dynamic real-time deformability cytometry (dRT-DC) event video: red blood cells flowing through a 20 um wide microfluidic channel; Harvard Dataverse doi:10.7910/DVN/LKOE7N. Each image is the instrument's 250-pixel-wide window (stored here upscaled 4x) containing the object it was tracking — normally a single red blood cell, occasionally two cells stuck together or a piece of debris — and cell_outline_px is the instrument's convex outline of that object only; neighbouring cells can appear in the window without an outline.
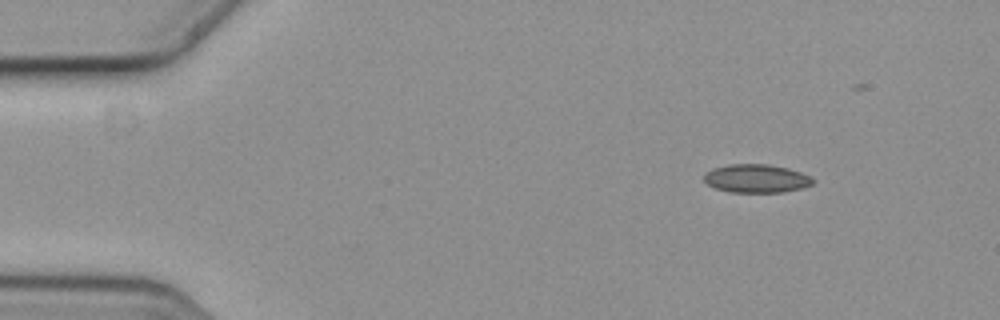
{"species": "common noctule bat (a hibernating species)", "species_latin": "Nyctalus noctula", "temperature_condition": "cold", "stored_images_in_passage": 4, "camera_frame_rate_fps": 3000, "um_per_image_px": 0.085, "animal": {"sex": "female", "body_mass_g": 19.3, "forearm_length_mm": 54.1}, "frame": {"image": 1, "passage_image": 1, "time_ms": 0.0, "image_size_px": [1000, 320], "cell_outline_px": [[816, 180], [812, 184], [800, 188], [784, 192], [732, 192], [716, 188], [708, 184], [704, 180], [704, 176], [712, 168], [728, 164], [768, 164], [788, 168], [812, 176]], "centroid_in_image_um": [64.32, 15.16], "position_along_channel_um": 20.7, "area_um2": 17.98}}
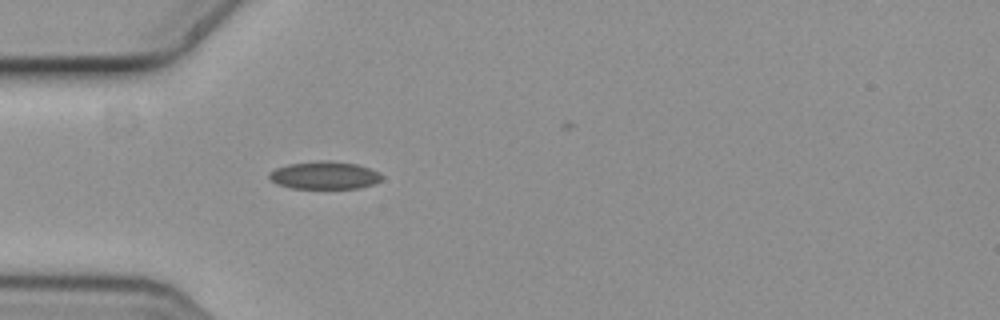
{"frame": {"image": 2, "passage_image": 4, "time_ms": 1.0, "image_size_px": [1000, 320], "cell_outline_px": [[384, 176], [380, 180], [372, 184], [360, 188], [292, 188], [276, 184], [268, 176], [268, 172], [276, 168], [288, 164], [320, 160], [328, 160], [356, 164], [380, 172]], "centroid_in_image_um": [27.57, 14.89], "position_along_channel_um": 57.4, "area_um2": 18.21}}